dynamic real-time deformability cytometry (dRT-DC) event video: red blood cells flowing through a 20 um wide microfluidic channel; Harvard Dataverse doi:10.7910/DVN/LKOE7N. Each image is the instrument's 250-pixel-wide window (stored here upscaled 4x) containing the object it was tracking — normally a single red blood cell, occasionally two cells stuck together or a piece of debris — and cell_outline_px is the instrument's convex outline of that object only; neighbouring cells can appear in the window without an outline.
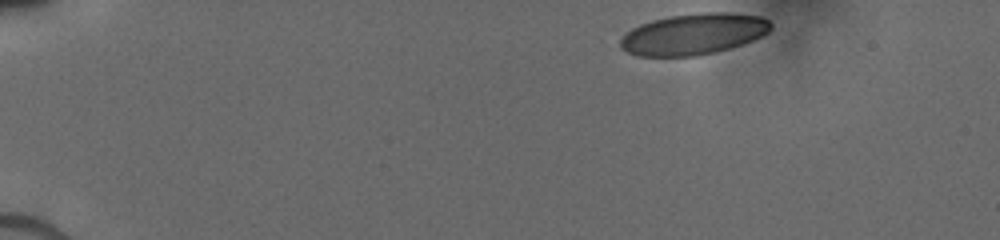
{"species": "human", "species_latin": "Homo sapiens", "temperature_condition": "cold", "stored_images_in_passage": 50, "camera_frame_rate_fps": 3000, "um_per_image_px": 0.085, "donor": {"sex": "male"}, "frame": {"image": 1, "passage_image": 1, "time_ms": 0.0, "image_size_px": [1000, 240], "cell_outline_px": [[772, 28], [768, 32], [752, 40], [728, 48], [696, 56], [636, 56], [620, 48], [620, 40], [632, 28], [640, 24], [652, 20], [668, 16], [704, 12], [732, 12], [760, 16], [768, 20], [772, 24]], "centroid_in_image_um": [58.94, 2.88], "position_along_channel_um": 26.1, "area_um2": 35.95}}
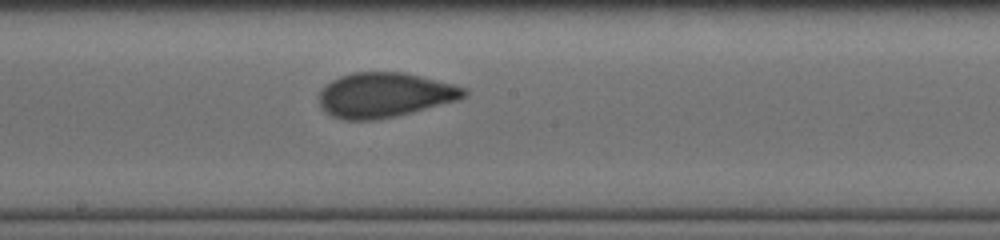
{"frame": {"image": 2, "passage_image": 29, "time_ms": 7.333, "image_size_px": [1000, 240], "cell_outline_px": [[468, 92], [460, 100], [396, 116], [376, 120], [344, 120], [332, 116], [324, 112], [320, 108], [320, 92], [332, 80], [340, 76], [352, 72], [404, 72], [468, 88]], "centroid_in_image_um": [32.7, 8.08], "position_along_channel_um": 215.5, "area_um2": 37.86}}
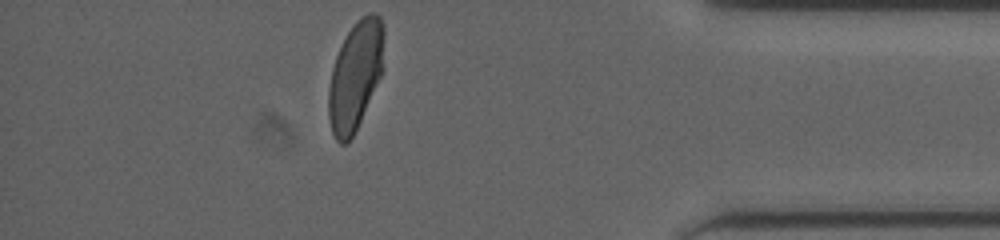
{"frame": {"image": 3, "passage_image": 50, "time_ms": 12.667, "image_size_px": [1000, 240], "cell_outline_px": [[384, 68], [360, 120], [348, 144], [340, 144], [336, 140], [332, 132], [328, 116], [328, 88], [332, 68], [336, 56], [348, 32], [356, 20], [368, 12], [376, 12], [380, 16], [384, 28]], "centroid_in_image_um": [30.21, 6.39], "position_along_channel_um": 405.0, "area_um2": 35.2}}